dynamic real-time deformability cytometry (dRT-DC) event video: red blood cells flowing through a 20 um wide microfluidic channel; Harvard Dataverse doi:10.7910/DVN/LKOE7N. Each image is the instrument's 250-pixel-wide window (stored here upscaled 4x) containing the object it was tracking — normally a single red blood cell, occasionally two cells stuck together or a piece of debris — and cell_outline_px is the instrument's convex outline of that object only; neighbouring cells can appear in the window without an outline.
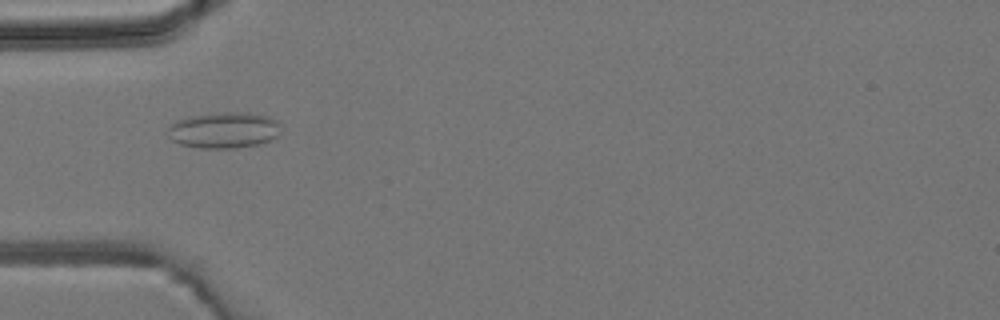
{"species": "common noctule bat (a hibernating species)", "species_latin": "Nyctalus noctula", "temperature_condition": "room temperature", "stored_images_in_passage": 5, "camera_frame_rate_fps": 3000, "um_per_image_px": 0.085, "animal": {"sex": "male", "body_mass_g": 19.2, "forearm_length_mm": 51.8}, "frame": {"image": 1, "passage_image": 4, "time_ms": 5.0, "image_size_px": [1000, 320], "cell_outline_px": [[280, 132], [276, 136], [260, 144], [236, 148], [200, 148], [180, 144], [172, 140], [168, 136], [168, 128], [176, 120], [188, 116], [224, 112], [248, 112], [268, 116], [276, 120], [280, 124]], "centroid_in_image_um": [19.03, 11.06], "position_along_channel_um": 66.0, "area_um2": 23.87}}